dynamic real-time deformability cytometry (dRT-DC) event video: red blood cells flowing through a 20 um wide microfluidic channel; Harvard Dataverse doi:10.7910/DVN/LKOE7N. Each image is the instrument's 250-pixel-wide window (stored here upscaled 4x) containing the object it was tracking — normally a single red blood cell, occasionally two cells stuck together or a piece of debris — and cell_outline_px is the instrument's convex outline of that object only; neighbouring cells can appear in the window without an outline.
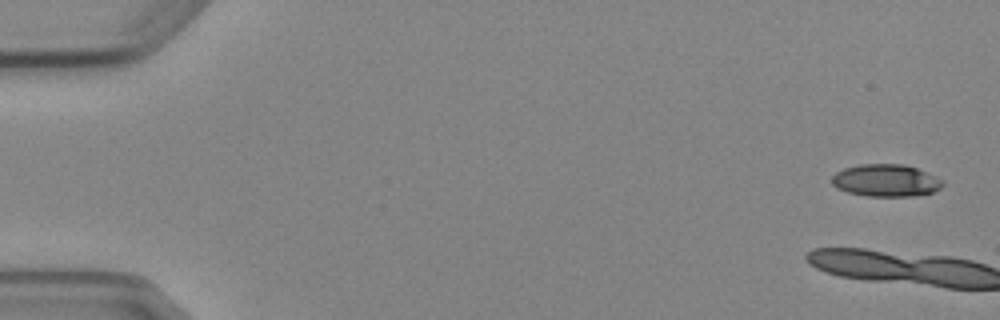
{"species": "Egyptian fruit bat (a non-hibernating species)", "species_latin": "Rousettus aegyptiacus", "temperature_condition": "cold", "stored_images_in_passage": 6, "camera_frame_rate_fps": 3000, "um_per_image_px": 0.085, "animal": {"sex": "female"}, "frame": {"image": 1, "passage_image": 1, "time_ms": 0.0, "image_size_px": [1000, 320], "cell_outline_px": [[944, 184], [940, 188], [932, 192], [916, 196], [868, 196], [848, 192], [836, 188], [832, 184], [832, 176], [836, 172], [844, 168], [860, 164], [904, 164], [916, 168], [936, 176], [944, 180]], "centroid_in_image_um": [75.31, 15.34], "position_along_channel_um": 9.7, "area_um2": 20.92}}